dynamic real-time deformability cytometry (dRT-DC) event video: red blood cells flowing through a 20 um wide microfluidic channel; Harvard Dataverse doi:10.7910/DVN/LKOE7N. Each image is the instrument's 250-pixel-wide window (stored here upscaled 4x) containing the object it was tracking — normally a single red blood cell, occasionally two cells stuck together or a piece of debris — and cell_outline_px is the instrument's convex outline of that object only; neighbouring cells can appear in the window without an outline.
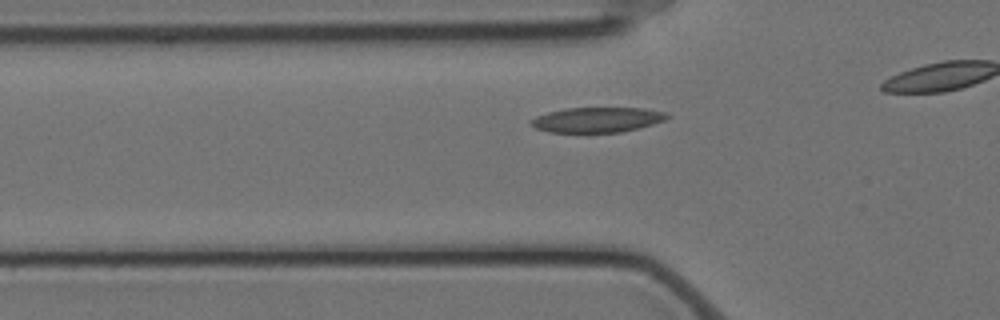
{"species": "Egyptian fruit bat (a non-hibernating species)", "species_latin": "Rousettus aegyptiacus", "temperature_condition": "cold", "stored_images_in_passage": 27, "camera_frame_rate_fps": 3000, "um_per_image_px": 0.085, "animal": {"sex": "female"}, "frame": {"image": 1, "passage_image": 8, "time_ms": 2.333, "image_size_px": [1000, 320], "cell_outline_px": [[672, 116], [664, 120], [652, 124], [620, 132], [548, 132], [536, 128], [528, 124], [528, 120], [536, 116], [548, 112], [564, 108], [644, 108], [668, 112]], "centroid_in_image_um": [50.74, 10.17], "position_along_channel_um": 75.1, "area_um2": 20.0}}
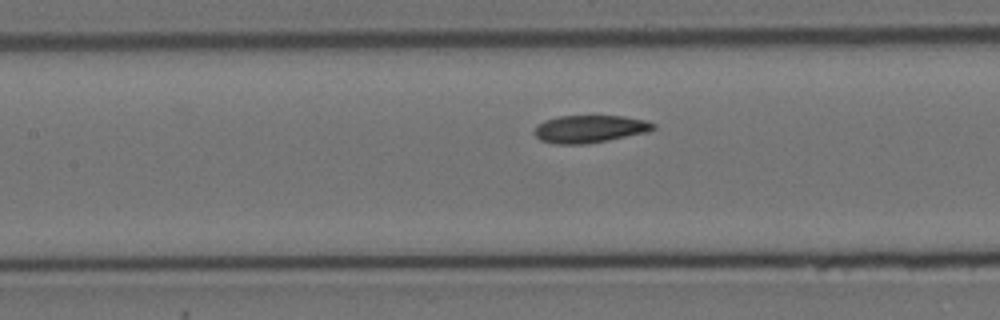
{"frame": {"image": 2, "passage_image": 15, "time_ms": 4.667, "image_size_px": [1000, 320], "cell_outline_px": [[656, 128], [648, 132], [608, 140], [584, 144], [552, 144], [540, 140], [532, 132], [536, 124], [544, 120], [560, 116], [624, 116], [644, 120], [656, 124]], "centroid_in_image_um": [50.09, 10.96], "position_along_channel_um": 157.3, "area_um2": 19.25}}
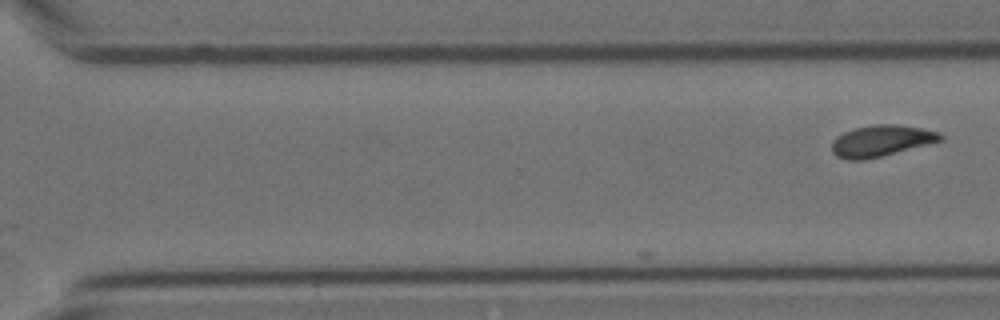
{"frame": {"image": 3, "passage_image": 27, "time_ms": 8.667, "image_size_px": [1000, 320], "cell_outline_px": [[944, 140], [864, 160], [848, 160], [836, 156], [832, 152], [832, 140], [836, 136], [844, 132], [856, 128], [876, 124], [896, 124], [924, 128], [940, 132], [944, 136]], "centroid_in_image_um": [74.91, 11.96], "position_along_channel_um": 295.7, "area_um2": 19.83}}